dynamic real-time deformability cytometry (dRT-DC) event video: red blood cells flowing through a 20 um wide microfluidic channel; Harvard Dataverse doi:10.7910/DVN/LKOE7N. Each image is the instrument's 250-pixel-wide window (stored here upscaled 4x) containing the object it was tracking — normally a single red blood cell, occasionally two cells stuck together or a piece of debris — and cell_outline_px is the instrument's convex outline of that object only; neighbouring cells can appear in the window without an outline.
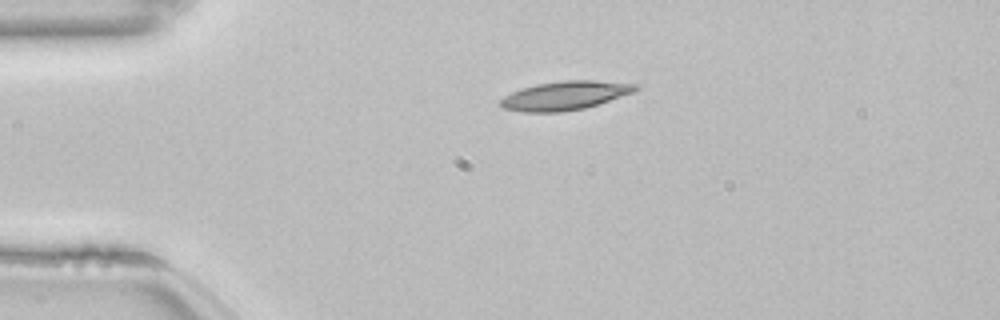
{"species": "common noctule bat (a hibernating species)", "species_latin": "Nyctalus noctula", "temperature_condition": "room temperature", "stored_images_in_passage": 42, "camera_frame_rate_fps": 3000, "um_per_image_px": 0.085, "animal": {"sex": "female", "body_mass_g": 22.7, "forearm_length_mm": 54.2}, "frame": {"image": 1, "passage_image": 1, "time_ms": 0.0, "image_size_px": [1000, 320], "cell_outline_px": [[640, 88], [636, 92], [584, 108], [560, 112], [524, 112], [504, 108], [500, 104], [500, 100], [504, 96], [512, 92], [536, 84], [564, 80], [592, 80], [640, 84]], "centroid_in_image_um": [48.08, 8.11], "position_along_channel_um": 36.9, "area_um2": 22.6}}
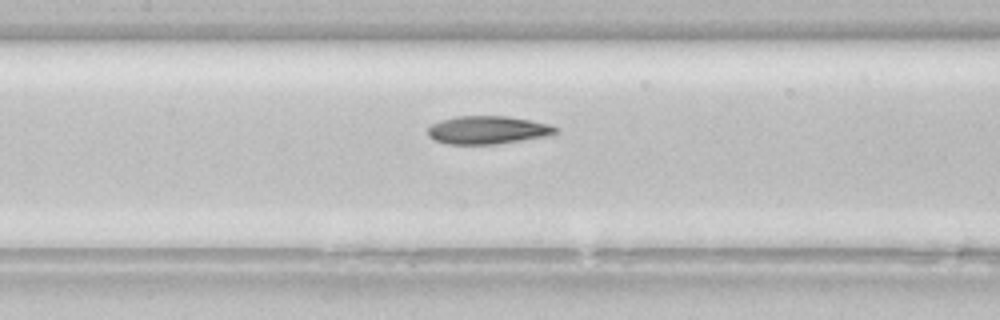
{"frame": {"image": 2, "passage_image": 14, "time_ms": 4.333, "image_size_px": [1000, 320], "cell_outline_px": [[560, 132], [552, 136], [496, 144], [448, 144], [432, 140], [428, 136], [428, 128], [432, 124], [440, 120], [456, 116], [508, 116], [532, 120], [548, 124], [560, 128]], "centroid_in_image_um": [41.51, 11.05], "position_along_channel_um": 165.9, "area_um2": 21.33}}
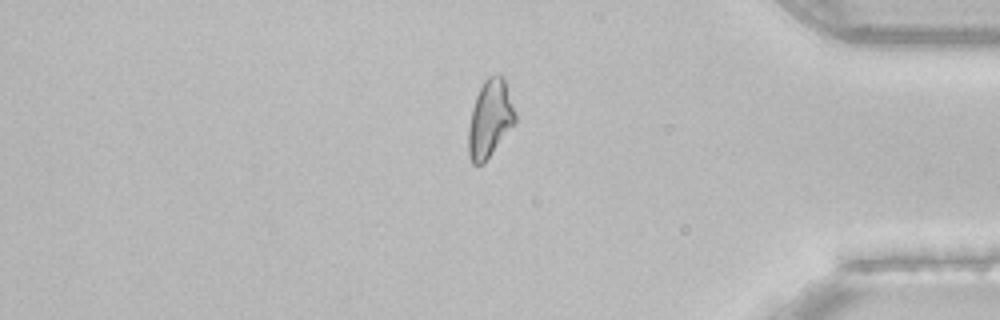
{"frame": {"image": 3, "passage_image": 34, "time_ms": 11.0, "image_size_px": [1000, 320], "cell_outline_px": [[516, 124], [484, 164], [472, 164], [468, 156], [468, 128], [472, 108], [476, 96], [484, 80], [488, 76], [500, 72], [504, 76], [516, 112]], "centroid_in_image_um": [41.67, 10.09], "position_along_channel_um": 393.5, "area_um2": 21.73}, "authors_computed_cell_mechanics": {"area_um2": 21.2993, "velocity_mm_per_s": 3.8377, "shape_relaxation_time_tau1_ms": 6.0861, "shape_relaxation_time_tau2_ms": 3.8918, "deformation_change_tau1": 0.2007, "deformation_change_tau2": 0.1272}}